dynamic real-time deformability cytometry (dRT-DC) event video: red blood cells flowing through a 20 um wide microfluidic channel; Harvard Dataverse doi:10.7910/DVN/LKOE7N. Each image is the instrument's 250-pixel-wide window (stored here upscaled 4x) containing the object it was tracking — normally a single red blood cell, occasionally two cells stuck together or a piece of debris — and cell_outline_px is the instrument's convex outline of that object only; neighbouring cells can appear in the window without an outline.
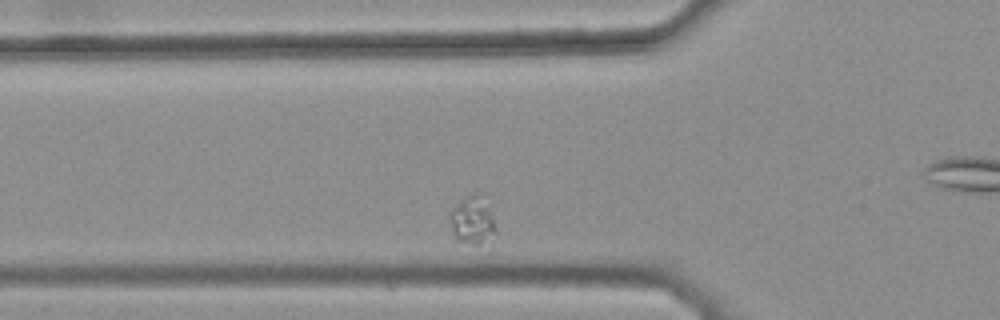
{"species": "common noctule bat (a hibernating species)", "species_latin": "Nyctalus noctula", "temperature_condition": "warm", "stored_images_in_passage": 34, "camera_frame_rate_fps": 3000, "um_per_image_px": 0.085, "animal": {"sex": "female", "body_mass_g": 25.1}, "frame": {"image": 1, "passage_image": 2, "time_ms": 0.333, "image_size_px": [1000, 320], "cell_outline_px": [[496, 236], [492, 248], [488, 252], [456, 240], [452, 232], [448, 220], [448, 212], [464, 196], [472, 192], [484, 192], [496, 228]], "centroid_in_image_um": [40.23, 18.85], "position_along_channel_um": 85.6, "area_um2": 14.8}}
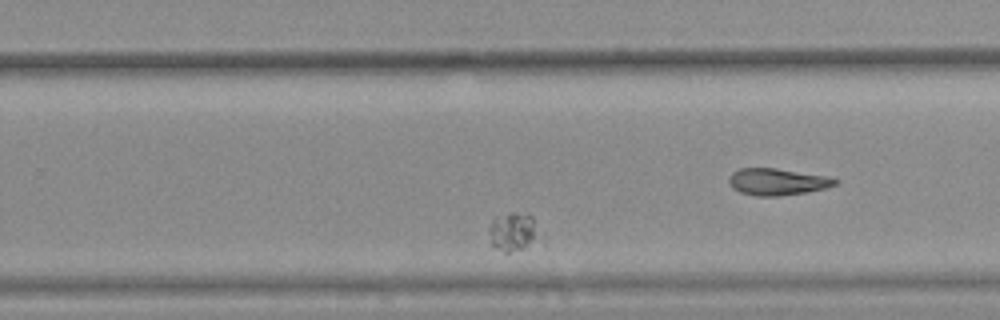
{"frame": {"image": 2, "passage_image": 21, "time_ms": 6.667, "image_size_px": [1000, 320], "cell_outline_px": [[532, 236], [524, 248], [508, 252], [504, 252], [496, 248], [488, 240], [488, 232], [492, 220], [508, 212], [512, 212], [532, 216]], "centroid_in_image_um": [43.41, 19.69], "position_along_channel_um": 286.4, "area_um2": 10.17}}
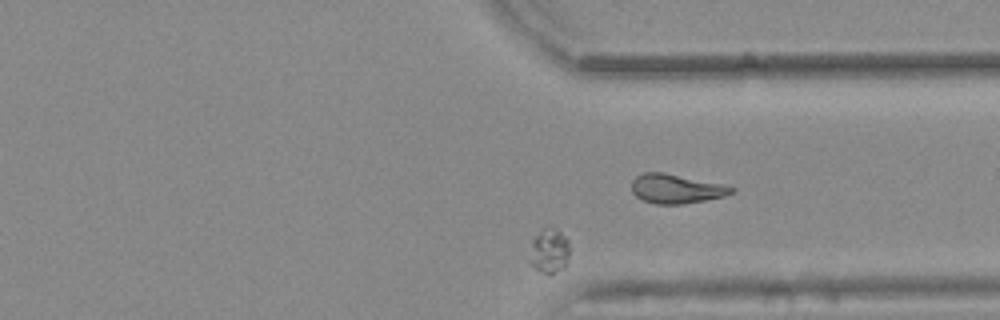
{"frame": {"image": 3, "passage_image": 28, "time_ms": 9.0, "image_size_px": [1000, 320], "cell_outline_px": [[568, 256], [564, 268], [548, 276], [536, 268], [528, 260], [532, 240], [544, 228], [552, 228], [560, 232], [568, 240]], "centroid_in_image_um": [46.67, 21.37], "position_along_channel_um": 364.7, "area_um2": 10.23}}